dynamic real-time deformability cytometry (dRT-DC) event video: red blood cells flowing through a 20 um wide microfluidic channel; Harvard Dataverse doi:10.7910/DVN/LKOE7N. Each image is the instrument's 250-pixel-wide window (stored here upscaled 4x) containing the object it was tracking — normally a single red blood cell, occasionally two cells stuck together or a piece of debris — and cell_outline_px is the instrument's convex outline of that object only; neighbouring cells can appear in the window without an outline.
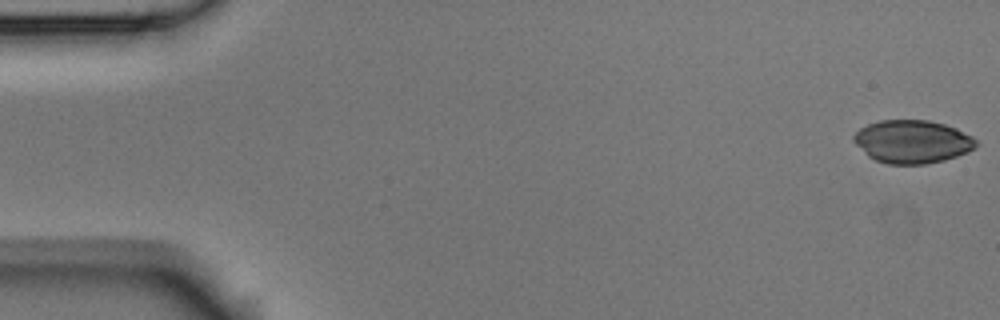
{"species": "Egyptian fruit bat (a non-hibernating species)", "species_latin": "Rousettus aegyptiacus", "temperature_condition": "room temperature", "stored_images_in_passage": 9, "camera_frame_rate_fps": 3000, "um_per_image_px": 0.085, "animal": {"sex": "male"}, "frame": {"image": 1, "passage_image": 1, "time_ms": 0.0, "image_size_px": [1000, 320], "cell_outline_px": [[976, 144], [968, 152], [944, 160], [924, 164], [888, 164], [876, 160], [868, 156], [852, 140], [852, 136], [860, 128], [868, 124], [880, 120], [928, 120], [944, 124], [956, 128], [972, 136], [976, 140]], "centroid_in_image_um": [77.52, 12.03], "position_along_channel_um": 7.5, "area_um2": 30.58}}